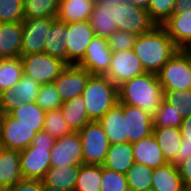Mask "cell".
Segmentation results:
<instances>
[{
  "label": "cell",
  "instance_id": "cell-1",
  "mask_svg": "<svg viewBox=\"0 0 191 191\" xmlns=\"http://www.w3.org/2000/svg\"><path fill=\"white\" fill-rule=\"evenodd\" d=\"M162 25L137 36L133 51L146 72L158 73L167 61L179 51Z\"/></svg>",
  "mask_w": 191,
  "mask_h": 191
},
{
  "label": "cell",
  "instance_id": "cell-2",
  "mask_svg": "<svg viewBox=\"0 0 191 191\" xmlns=\"http://www.w3.org/2000/svg\"><path fill=\"white\" fill-rule=\"evenodd\" d=\"M118 95L119 103L139 107L153 117L164 92L158 75L146 72L119 85Z\"/></svg>",
  "mask_w": 191,
  "mask_h": 191
},
{
  "label": "cell",
  "instance_id": "cell-3",
  "mask_svg": "<svg viewBox=\"0 0 191 191\" xmlns=\"http://www.w3.org/2000/svg\"><path fill=\"white\" fill-rule=\"evenodd\" d=\"M90 121H98L119 102L118 86L106 75H91L82 92Z\"/></svg>",
  "mask_w": 191,
  "mask_h": 191
},
{
  "label": "cell",
  "instance_id": "cell-4",
  "mask_svg": "<svg viewBox=\"0 0 191 191\" xmlns=\"http://www.w3.org/2000/svg\"><path fill=\"white\" fill-rule=\"evenodd\" d=\"M56 139L48 132L39 131L32 144L20 153V170L23 179L42 180L51 167L50 150Z\"/></svg>",
  "mask_w": 191,
  "mask_h": 191
},
{
  "label": "cell",
  "instance_id": "cell-5",
  "mask_svg": "<svg viewBox=\"0 0 191 191\" xmlns=\"http://www.w3.org/2000/svg\"><path fill=\"white\" fill-rule=\"evenodd\" d=\"M157 75L163 91L191 89V55L180 49Z\"/></svg>",
  "mask_w": 191,
  "mask_h": 191
},
{
  "label": "cell",
  "instance_id": "cell-6",
  "mask_svg": "<svg viewBox=\"0 0 191 191\" xmlns=\"http://www.w3.org/2000/svg\"><path fill=\"white\" fill-rule=\"evenodd\" d=\"M43 126H27L10 114L0 116V147L22 151L32 144L33 138Z\"/></svg>",
  "mask_w": 191,
  "mask_h": 191
},
{
  "label": "cell",
  "instance_id": "cell-7",
  "mask_svg": "<svg viewBox=\"0 0 191 191\" xmlns=\"http://www.w3.org/2000/svg\"><path fill=\"white\" fill-rule=\"evenodd\" d=\"M78 132L83 164L103 165L110 142L101 124L98 121H90Z\"/></svg>",
  "mask_w": 191,
  "mask_h": 191
},
{
  "label": "cell",
  "instance_id": "cell-8",
  "mask_svg": "<svg viewBox=\"0 0 191 191\" xmlns=\"http://www.w3.org/2000/svg\"><path fill=\"white\" fill-rule=\"evenodd\" d=\"M23 72L39 84L53 83L68 65L60 58L46 53L21 56Z\"/></svg>",
  "mask_w": 191,
  "mask_h": 191
},
{
  "label": "cell",
  "instance_id": "cell-9",
  "mask_svg": "<svg viewBox=\"0 0 191 191\" xmlns=\"http://www.w3.org/2000/svg\"><path fill=\"white\" fill-rule=\"evenodd\" d=\"M156 23L146 9L137 7L126 1L117 3L116 29L133 33L136 36L152 30Z\"/></svg>",
  "mask_w": 191,
  "mask_h": 191
},
{
  "label": "cell",
  "instance_id": "cell-10",
  "mask_svg": "<svg viewBox=\"0 0 191 191\" xmlns=\"http://www.w3.org/2000/svg\"><path fill=\"white\" fill-rule=\"evenodd\" d=\"M56 18H24L21 56L44 53V44Z\"/></svg>",
  "mask_w": 191,
  "mask_h": 191
},
{
  "label": "cell",
  "instance_id": "cell-11",
  "mask_svg": "<svg viewBox=\"0 0 191 191\" xmlns=\"http://www.w3.org/2000/svg\"><path fill=\"white\" fill-rule=\"evenodd\" d=\"M40 87L41 84L23 73L13 88L0 93V113L9 114L21 104L36 102Z\"/></svg>",
  "mask_w": 191,
  "mask_h": 191
},
{
  "label": "cell",
  "instance_id": "cell-12",
  "mask_svg": "<svg viewBox=\"0 0 191 191\" xmlns=\"http://www.w3.org/2000/svg\"><path fill=\"white\" fill-rule=\"evenodd\" d=\"M95 33L89 21L67 24L64 42L67 45V64L77 65L84 57L86 48Z\"/></svg>",
  "mask_w": 191,
  "mask_h": 191
},
{
  "label": "cell",
  "instance_id": "cell-13",
  "mask_svg": "<svg viewBox=\"0 0 191 191\" xmlns=\"http://www.w3.org/2000/svg\"><path fill=\"white\" fill-rule=\"evenodd\" d=\"M146 73L133 48L112 53L106 76L116 85Z\"/></svg>",
  "mask_w": 191,
  "mask_h": 191
},
{
  "label": "cell",
  "instance_id": "cell-14",
  "mask_svg": "<svg viewBox=\"0 0 191 191\" xmlns=\"http://www.w3.org/2000/svg\"><path fill=\"white\" fill-rule=\"evenodd\" d=\"M51 166H77L83 164L82 145L78 131L56 139L50 150Z\"/></svg>",
  "mask_w": 191,
  "mask_h": 191
},
{
  "label": "cell",
  "instance_id": "cell-15",
  "mask_svg": "<svg viewBox=\"0 0 191 191\" xmlns=\"http://www.w3.org/2000/svg\"><path fill=\"white\" fill-rule=\"evenodd\" d=\"M108 40L95 36L86 48L83 59L77 64L91 75H106L112 59Z\"/></svg>",
  "mask_w": 191,
  "mask_h": 191
},
{
  "label": "cell",
  "instance_id": "cell-16",
  "mask_svg": "<svg viewBox=\"0 0 191 191\" xmlns=\"http://www.w3.org/2000/svg\"><path fill=\"white\" fill-rule=\"evenodd\" d=\"M91 74L79 65L68 64L54 80L62 102L82 95Z\"/></svg>",
  "mask_w": 191,
  "mask_h": 191
},
{
  "label": "cell",
  "instance_id": "cell-17",
  "mask_svg": "<svg viewBox=\"0 0 191 191\" xmlns=\"http://www.w3.org/2000/svg\"><path fill=\"white\" fill-rule=\"evenodd\" d=\"M124 120L128 142L132 144L153 133V117L139 107L124 104Z\"/></svg>",
  "mask_w": 191,
  "mask_h": 191
},
{
  "label": "cell",
  "instance_id": "cell-18",
  "mask_svg": "<svg viewBox=\"0 0 191 191\" xmlns=\"http://www.w3.org/2000/svg\"><path fill=\"white\" fill-rule=\"evenodd\" d=\"M117 3H102L97 0L89 22L95 36L108 38L116 29Z\"/></svg>",
  "mask_w": 191,
  "mask_h": 191
},
{
  "label": "cell",
  "instance_id": "cell-19",
  "mask_svg": "<svg viewBox=\"0 0 191 191\" xmlns=\"http://www.w3.org/2000/svg\"><path fill=\"white\" fill-rule=\"evenodd\" d=\"M179 49L186 50L191 44V9L173 13L162 25Z\"/></svg>",
  "mask_w": 191,
  "mask_h": 191
},
{
  "label": "cell",
  "instance_id": "cell-20",
  "mask_svg": "<svg viewBox=\"0 0 191 191\" xmlns=\"http://www.w3.org/2000/svg\"><path fill=\"white\" fill-rule=\"evenodd\" d=\"M98 122L103 127L110 144L128 142L124 120V104L118 102Z\"/></svg>",
  "mask_w": 191,
  "mask_h": 191
},
{
  "label": "cell",
  "instance_id": "cell-21",
  "mask_svg": "<svg viewBox=\"0 0 191 191\" xmlns=\"http://www.w3.org/2000/svg\"><path fill=\"white\" fill-rule=\"evenodd\" d=\"M132 147L136 163L146 165L152 169H156L167 163L153 133L133 143Z\"/></svg>",
  "mask_w": 191,
  "mask_h": 191
},
{
  "label": "cell",
  "instance_id": "cell-22",
  "mask_svg": "<svg viewBox=\"0 0 191 191\" xmlns=\"http://www.w3.org/2000/svg\"><path fill=\"white\" fill-rule=\"evenodd\" d=\"M22 22L0 23V58L21 57Z\"/></svg>",
  "mask_w": 191,
  "mask_h": 191
},
{
  "label": "cell",
  "instance_id": "cell-23",
  "mask_svg": "<svg viewBox=\"0 0 191 191\" xmlns=\"http://www.w3.org/2000/svg\"><path fill=\"white\" fill-rule=\"evenodd\" d=\"M95 0H59L57 19L64 23L89 21Z\"/></svg>",
  "mask_w": 191,
  "mask_h": 191
},
{
  "label": "cell",
  "instance_id": "cell-24",
  "mask_svg": "<svg viewBox=\"0 0 191 191\" xmlns=\"http://www.w3.org/2000/svg\"><path fill=\"white\" fill-rule=\"evenodd\" d=\"M22 179L19 151L0 147V186L5 189Z\"/></svg>",
  "mask_w": 191,
  "mask_h": 191
},
{
  "label": "cell",
  "instance_id": "cell-25",
  "mask_svg": "<svg viewBox=\"0 0 191 191\" xmlns=\"http://www.w3.org/2000/svg\"><path fill=\"white\" fill-rule=\"evenodd\" d=\"M153 135L166 162L176 165V153L182 142L181 129L179 127H153Z\"/></svg>",
  "mask_w": 191,
  "mask_h": 191
},
{
  "label": "cell",
  "instance_id": "cell-26",
  "mask_svg": "<svg viewBox=\"0 0 191 191\" xmlns=\"http://www.w3.org/2000/svg\"><path fill=\"white\" fill-rule=\"evenodd\" d=\"M135 162L132 143L110 144L103 167L126 174Z\"/></svg>",
  "mask_w": 191,
  "mask_h": 191
},
{
  "label": "cell",
  "instance_id": "cell-27",
  "mask_svg": "<svg viewBox=\"0 0 191 191\" xmlns=\"http://www.w3.org/2000/svg\"><path fill=\"white\" fill-rule=\"evenodd\" d=\"M77 166H51L41 180L43 184L60 190H74L79 175Z\"/></svg>",
  "mask_w": 191,
  "mask_h": 191
},
{
  "label": "cell",
  "instance_id": "cell-28",
  "mask_svg": "<svg viewBox=\"0 0 191 191\" xmlns=\"http://www.w3.org/2000/svg\"><path fill=\"white\" fill-rule=\"evenodd\" d=\"M152 189L156 191H186L179 171L173 163L153 169Z\"/></svg>",
  "mask_w": 191,
  "mask_h": 191
},
{
  "label": "cell",
  "instance_id": "cell-29",
  "mask_svg": "<svg viewBox=\"0 0 191 191\" xmlns=\"http://www.w3.org/2000/svg\"><path fill=\"white\" fill-rule=\"evenodd\" d=\"M67 23L57 18L52 22L51 29L44 44V53L60 58L67 63V45L64 42Z\"/></svg>",
  "mask_w": 191,
  "mask_h": 191
},
{
  "label": "cell",
  "instance_id": "cell-30",
  "mask_svg": "<svg viewBox=\"0 0 191 191\" xmlns=\"http://www.w3.org/2000/svg\"><path fill=\"white\" fill-rule=\"evenodd\" d=\"M60 110L72 131H79L90 122L82 95L63 102Z\"/></svg>",
  "mask_w": 191,
  "mask_h": 191
},
{
  "label": "cell",
  "instance_id": "cell-31",
  "mask_svg": "<svg viewBox=\"0 0 191 191\" xmlns=\"http://www.w3.org/2000/svg\"><path fill=\"white\" fill-rule=\"evenodd\" d=\"M23 73L21 57L0 58V93L13 88Z\"/></svg>",
  "mask_w": 191,
  "mask_h": 191
},
{
  "label": "cell",
  "instance_id": "cell-32",
  "mask_svg": "<svg viewBox=\"0 0 191 191\" xmlns=\"http://www.w3.org/2000/svg\"><path fill=\"white\" fill-rule=\"evenodd\" d=\"M102 165L82 164L74 191H100Z\"/></svg>",
  "mask_w": 191,
  "mask_h": 191
},
{
  "label": "cell",
  "instance_id": "cell-33",
  "mask_svg": "<svg viewBox=\"0 0 191 191\" xmlns=\"http://www.w3.org/2000/svg\"><path fill=\"white\" fill-rule=\"evenodd\" d=\"M129 191H145L152 188L153 169L134 162L126 172Z\"/></svg>",
  "mask_w": 191,
  "mask_h": 191
},
{
  "label": "cell",
  "instance_id": "cell-34",
  "mask_svg": "<svg viewBox=\"0 0 191 191\" xmlns=\"http://www.w3.org/2000/svg\"><path fill=\"white\" fill-rule=\"evenodd\" d=\"M59 0H23L25 18H57Z\"/></svg>",
  "mask_w": 191,
  "mask_h": 191
},
{
  "label": "cell",
  "instance_id": "cell-35",
  "mask_svg": "<svg viewBox=\"0 0 191 191\" xmlns=\"http://www.w3.org/2000/svg\"><path fill=\"white\" fill-rule=\"evenodd\" d=\"M45 111L36 103H24L9 114L27 126H44Z\"/></svg>",
  "mask_w": 191,
  "mask_h": 191
},
{
  "label": "cell",
  "instance_id": "cell-36",
  "mask_svg": "<svg viewBox=\"0 0 191 191\" xmlns=\"http://www.w3.org/2000/svg\"><path fill=\"white\" fill-rule=\"evenodd\" d=\"M183 117L164 99L153 116V127H181Z\"/></svg>",
  "mask_w": 191,
  "mask_h": 191
},
{
  "label": "cell",
  "instance_id": "cell-37",
  "mask_svg": "<svg viewBox=\"0 0 191 191\" xmlns=\"http://www.w3.org/2000/svg\"><path fill=\"white\" fill-rule=\"evenodd\" d=\"M43 130L48 132L55 139L66 136L72 132L71 128L67 125L60 108L45 113Z\"/></svg>",
  "mask_w": 191,
  "mask_h": 191
},
{
  "label": "cell",
  "instance_id": "cell-38",
  "mask_svg": "<svg viewBox=\"0 0 191 191\" xmlns=\"http://www.w3.org/2000/svg\"><path fill=\"white\" fill-rule=\"evenodd\" d=\"M163 99L172 106L183 117L191 115V89L163 91Z\"/></svg>",
  "mask_w": 191,
  "mask_h": 191
},
{
  "label": "cell",
  "instance_id": "cell-39",
  "mask_svg": "<svg viewBox=\"0 0 191 191\" xmlns=\"http://www.w3.org/2000/svg\"><path fill=\"white\" fill-rule=\"evenodd\" d=\"M36 103L45 112L51 111L53 109H58L63 104L54 83H47L41 85L36 99Z\"/></svg>",
  "mask_w": 191,
  "mask_h": 191
},
{
  "label": "cell",
  "instance_id": "cell-40",
  "mask_svg": "<svg viewBox=\"0 0 191 191\" xmlns=\"http://www.w3.org/2000/svg\"><path fill=\"white\" fill-rule=\"evenodd\" d=\"M23 0H0V23L22 22Z\"/></svg>",
  "mask_w": 191,
  "mask_h": 191
},
{
  "label": "cell",
  "instance_id": "cell-41",
  "mask_svg": "<svg viewBox=\"0 0 191 191\" xmlns=\"http://www.w3.org/2000/svg\"><path fill=\"white\" fill-rule=\"evenodd\" d=\"M176 0H151L148 13L156 25H163L173 14Z\"/></svg>",
  "mask_w": 191,
  "mask_h": 191
},
{
  "label": "cell",
  "instance_id": "cell-42",
  "mask_svg": "<svg viewBox=\"0 0 191 191\" xmlns=\"http://www.w3.org/2000/svg\"><path fill=\"white\" fill-rule=\"evenodd\" d=\"M100 191H129L126 175L102 166Z\"/></svg>",
  "mask_w": 191,
  "mask_h": 191
},
{
  "label": "cell",
  "instance_id": "cell-43",
  "mask_svg": "<svg viewBox=\"0 0 191 191\" xmlns=\"http://www.w3.org/2000/svg\"><path fill=\"white\" fill-rule=\"evenodd\" d=\"M180 129L182 142L176 153V166L191 156V115L183 119Z\"/></svg>",
  "mask_w": 191,
  "mask_h": 191
},
{
  "label": "cell",
  "instance_id": "cell-44",
  "mask_svg": "<svg viewBox=\"0 0 191 191\" xmlns=\"http://www.w3.org/2000/svg\"><path fill=\"white\" fill-rule=\"evenodd\" d=\"M136 38L137 36L133 33L116 30L107 40L111 51L118 52L133 48Z\"/></svg>",
  "mask_w": 191,
  "mask_h": 191
},
{
  "label": "cell",
  "instance_id": "cell-45",
  "mask_svg": "<svg viewBox=\"0 0 191 191\" xmlns=\"http://www.w3.org/2000/svg\"><path fill=\"white\" fill-rule=\"evenodd\" d=\"M4 191H42V181L22 179L17 184L5 188Z\"/></svg>",
  "mask_w": 191,
  "mask_h": 191
},
{
  "label": "cell",
  "instance_id": "cell-46",
  "mask_svg": "<svg viewBox=\"0 0 191 191\" xmlns=\"http://www.w3.org/2000/svg\"><path fill=\"white\" fill-rule=\"evenodd\" d=\"M177 168L182 182L187 188L191 184V156L187 160L181 162Z\"/></svg>",
  "mask_w": 191,
  "mask_h": 191
},
{
  "label": "cell",
  "instance_id": "cell-47",
  "mask_svg": "<svg viewBox=\"0 0 191 191\" xmlns=\"http://www.w3.org/2000/svg\"><path fill=\"white\" fill-rule=\"evenodd\" d=\"M191 9V0H176L173 13H181Z\"/></svg>",
  "mask_w": 191,
  "mask_h": 191
},
{
  "label": "cell",
  "instance_id": "cell-48",
  "mask_svg": "<svg viewBox=\"0 0 191 191\" xmlns=\"http://www.w3.org/2000/svg\"><path fill=\"white\" fill-rule=\"evenodd\" d=\"M124 1L147 10L151 0H124Z\"/></svg>",
  "mask_w": 191,
  "mask_h": 191
},
{
  "label": "cell",
  "instance_id": "cell-49",
  "mask_svg": "<svg viewBox=\"0 0 191 191\" xmlns=\"http://www.w3.org/2000/svg\"><path fill=\"white\" fill-rule=\"evenodd\" d=\"M42 191H74V190H60L58 188H53L42 183Z\"/></svg>",
  "mask_w": 191,
  "mask_h": 191
},
{
  "label": "cell",
  "instance_id": "cell-50",
  "mask_svg": "<svg viewBox=\"0 0 191 191\" xmlns=\"http://www.w3.org/2000/svg\"><path fill=\"white\" fill-rule=\"evenodd\" d=\"M98 2H102V3H118L120 1H124V0H97Z\"/></svg>",
  "mask_w": 191,
  "mask_h": 191
},
{
  "label": "cell",
  "instance_id": "cell-51",
  "mask_svg": "<svg viewBox=\"0 0 191 191\" xmlns=\"http://www.w3.org/2000/svg\"><path fill=\"white\" fill-rule=\"evenodd\" d=\"M186 51L191 55V44H190L189 47L186 49Z\"/></svg>",
  "mask_w": 191,
  "mask_h": 191
},
{
  "label": "cell",
  "instance_id": "cell-52",
  "mask_svg": "<svg viewBox=\"0 0 191 191\" xmlns=\"http://www.w3.org/2000/svg\"><path fill=\"white\" fill-rule=\"evenodd\" d=\"M186 189L187 191H191V184Z\"/></svg>",
  "mask_w": 191,
  "mask_h": 191
},
{
  "label": "cell",
  "instance_id": "cell-53",
  "mask_svg": "<svg viewBox=\"0 0 191 191\" xmlns=\"http://www.w3.org/2000/svg\"><path fill=\"white\" fill-rule=\"evenodd\" d=\"M145 191H156V190H154V189L151 188V189H148V190H145Z\"/></svg>",
  "mask_w": 191,
  "mask_h": 191
}]
</instances>
